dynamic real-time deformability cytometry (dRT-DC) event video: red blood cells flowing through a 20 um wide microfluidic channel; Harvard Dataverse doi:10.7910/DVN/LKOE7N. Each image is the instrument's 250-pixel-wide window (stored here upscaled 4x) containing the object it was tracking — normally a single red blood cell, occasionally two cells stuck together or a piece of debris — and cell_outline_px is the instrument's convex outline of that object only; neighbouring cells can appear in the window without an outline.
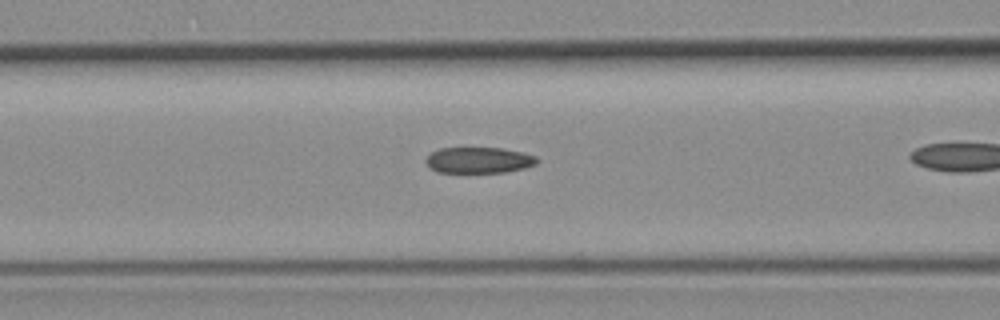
{"species": "common noctule bat (a hibernating species)", "species_latin": "Nyctalus noctula", "temperature_condition": "room temperature", "stored_images_in_passage": 21, "camera_frame_rate_fps": 3000, "um_per_image_px": 0.085, "animal": {"sex": "female", "body_mass_g": 19.3, "forearm_length_mm": 54.1}, "frame": {"image": 1, "passage_image": 7, "time_ms": 2.0, "image_size_px": [1000, 320], "cell_outline_px": [[540, 160], [536, 164], [524, 168], [504, 172], [436, 172], [428, 168], [424, 160], [432, 152], [440, 148], [500, 148], [524, 152], [536, 156]], "centroid_in_image_um": [40.69, 13.61], "position_along_channel_um": 125.9, "area_um2": 16.94}}
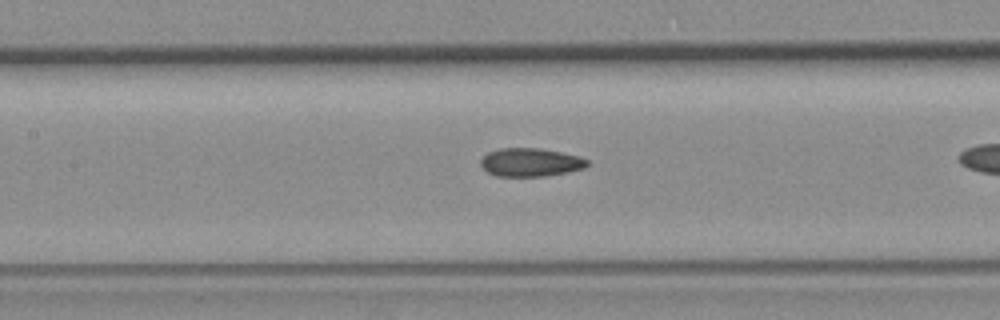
{"frame": {"image": 2, "passage_image": 10, "time_ms": 3.0, "image_size_px": [1000, 320], "cell_outline_px": [[588, 164], [584, 168], [568, 172], [544, 176], [496, 176], [488, 172], [480, 164], [480, 160], [488, 152], [500, 148], [540, 148], [580, 156], [588, 160]], "centroid_in_image_um": [45.09, 13.79], "position_along_channel_um": 162.3, "area_um2": 17.57}}